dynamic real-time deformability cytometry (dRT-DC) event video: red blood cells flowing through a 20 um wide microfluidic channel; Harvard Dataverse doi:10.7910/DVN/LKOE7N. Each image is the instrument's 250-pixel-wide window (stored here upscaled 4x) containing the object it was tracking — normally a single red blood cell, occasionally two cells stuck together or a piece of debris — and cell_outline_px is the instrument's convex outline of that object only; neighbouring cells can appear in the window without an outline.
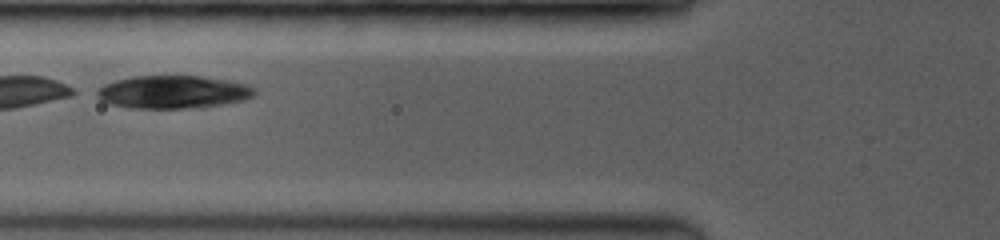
{"species": "common noctule bat (a hibernating species)", "species_latin": "Nyctalus noctula", "temperature_condition": "room temperature", "stored_images_in_passage": 5, "camera_frame_rate_fps": 3500, "um_per_image_px": 0.085, "animal": {"sex": "female", "body_mass_g": 19.0, "forearm_length_mm": 53.3}, "frame": {"image": 1, "passage_image": 4, "time_ms": 1.714, "image_size_px": [1000, 240], "cell_outline_px": [[256, 92], [252, 96], [244, 100], [220, 104], [192, 108], [128, 108], [108, 104], [100, 100], [88, 92], [104, 84], [116, 80], [132, 76], [200, 76], [228, 80], [248, 84], [256, 88]], "centroid_in_image_um": [14.6, 7.82], "position_along_channel_um": 111.2, "area_um2": 30.75}}